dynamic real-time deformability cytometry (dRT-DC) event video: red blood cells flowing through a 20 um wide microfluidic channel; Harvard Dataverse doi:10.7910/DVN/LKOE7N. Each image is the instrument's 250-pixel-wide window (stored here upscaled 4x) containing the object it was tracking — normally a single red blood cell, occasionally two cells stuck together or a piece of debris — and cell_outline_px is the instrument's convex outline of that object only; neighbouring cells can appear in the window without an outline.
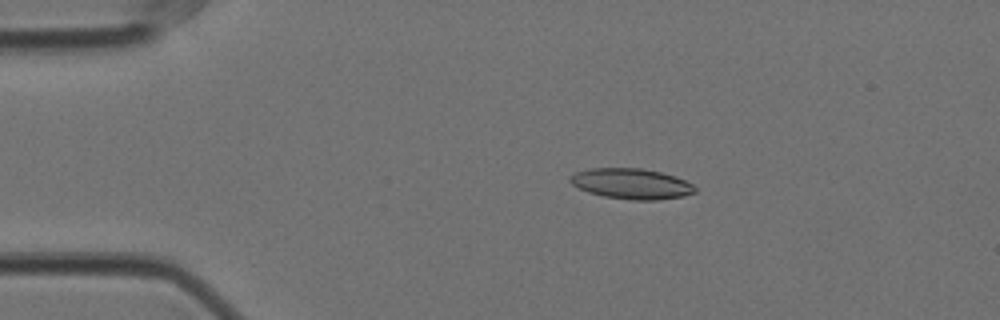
{"species": "Egyptian fruit bat (a non-hibernating species)", "species_latin": "Rousettus aegyptiacus", "temperature_condition": "cold", "stored_images_in_passage": 56, "camera_frame_rate_fps": 3000, "um_per_image_px": 0.085, "animal": {"sex": "female"}, "frame": {"image": 1, "passage_image": 10, "time_ms": 3.0, "image_size_px": [1000, 320], "cell_outline_px": [[696, 192], [684, 196], [656, 200], [632, 200], [604, 196], [588, 192], [572, 184], [568, 180], [568, 176], [576, 172], [588, 168], [640, 168], [660, 172], [676, 176], [692, 184], [696, 188]], "centroid_in_image_um": [53.66, 15.61], "position_along_channel_um": 31.3, "area_um2": 22.25}}
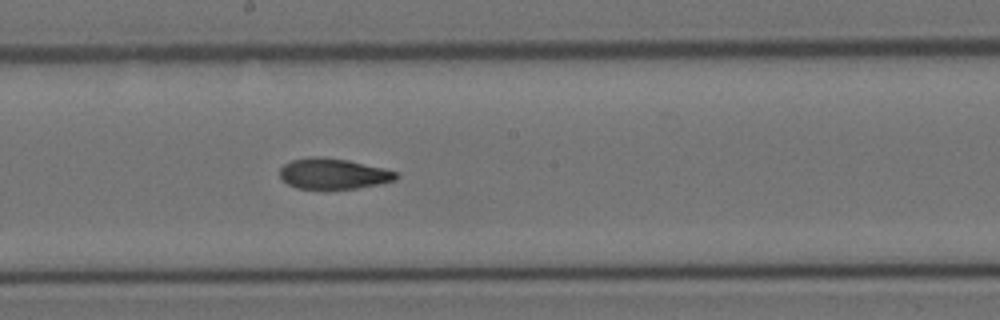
{"frame": {"image": 2, "passage_image": 30, "time_ms": 9.667, "image_size_px": [1000, 320], "cell_outline_px": [[400, 176], [396, 180], [380, 184], [356, 188], [296, 188], [280, 180], [280, 168], [284, 164], [292, 160], [308, 156], [320, 156], [348, 160], [384, 168], [396, 172]], "centroid_in_image_um": [28.32, 14.75], "position_along_channel_um": 219.9, "area_um2": 20.87}}
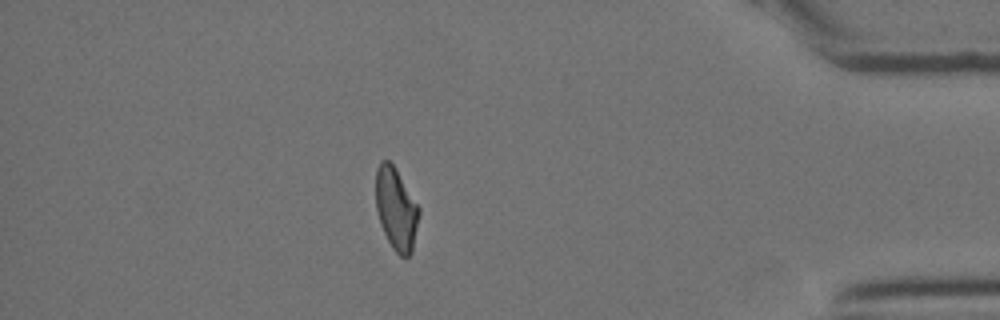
{"frame": {"image": 3, "passage_image": 49, "time_ms": 16.0, "image_size_px": [1000, 320], "cell_outline_px": [[420, 212], [412, 252], [408, 256], [400, 256], [392, 248], [380, 224], [376, 208], [376, 168], [380, 160], [388, 160], [396, 168], [420, 208]], "centroid_in_image_um": [33.67, 17.74], "position_along_channel_um": 401.5, "area_um2": 20.75}, "authors_computed_cell_mechanics": {"area_um2": 21.5305, "velocity_mm_per_s": 3.5325, "shape_relaxation_time_tau1_ms": 8.1613, "shape_relaxation_time_tau2_ms": 3.408, "deformation_change_tau1": 0.194, "deformation_change_tau2": 0.1017}}